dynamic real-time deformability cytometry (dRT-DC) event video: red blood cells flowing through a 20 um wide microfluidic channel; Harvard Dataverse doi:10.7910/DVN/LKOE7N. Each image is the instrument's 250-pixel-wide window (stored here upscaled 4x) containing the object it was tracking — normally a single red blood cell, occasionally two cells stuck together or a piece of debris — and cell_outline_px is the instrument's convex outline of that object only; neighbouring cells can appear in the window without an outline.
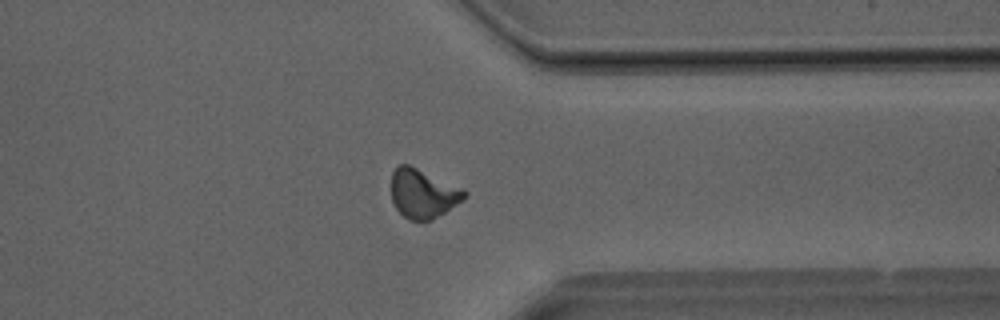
{"species": "Egyptian fruit bat (a non-hibernating species)", "species_latin": "Rousettus aegyptiacus", "temperature_condition": "room temperature", "stored_images_in_passage": 27, "camera_frame_rate_fps": 3000, "um_per_image_px": 0.085, "animal": {"sex": "male"}, "frame": {"image": 1, "passage_image": 19, "time_ms": 6.0, "image_size_px": [1000, 320], "cell_outline_px": [[468, 196], [464, 200], [432, 220], [408, 220], [396, 208], [392, 200], [392, 172], [396, 164], [408, 164], [464, 188], [468, 192]], "centroid_in_image_um": [35.98, 16.44], "position_along_channel_um": 375.4, "area_um2": 21.1}}
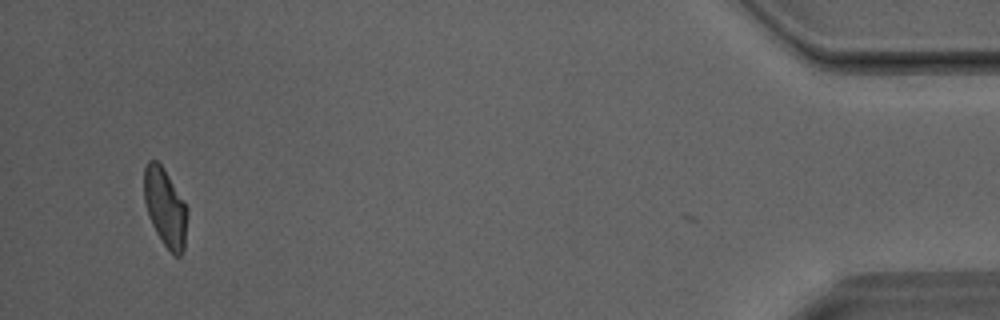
{"frame": {"image": 2, "passage_image": 26, "time_ms": 8.333, "image_size_px": [1000, 320], "cell_outline_px": [[188, 212], [184, 248], [180, 256], [176, 256], [160, 240], [152, 224], [144, 200], [144, 168], [148, 160], [156, 160], [164, 168], [184, 200], [188, 208]], "centroid_in_image_um": [14.05, 17.61], "position_along_channel_um": 421.1, "area_um2": 19.71}}